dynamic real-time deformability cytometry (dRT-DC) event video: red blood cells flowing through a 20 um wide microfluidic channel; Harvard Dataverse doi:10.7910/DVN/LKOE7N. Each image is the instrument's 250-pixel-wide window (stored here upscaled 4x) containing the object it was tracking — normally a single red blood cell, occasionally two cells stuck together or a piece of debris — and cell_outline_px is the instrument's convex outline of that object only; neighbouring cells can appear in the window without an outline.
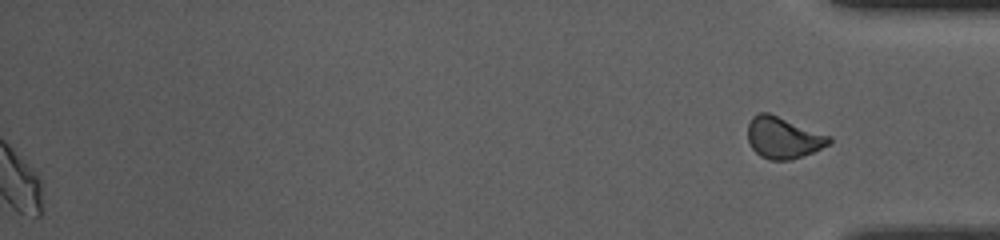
{"species": "common noctule bat (a hibernating species)", "species_latin": "Nyctalus noctula", "temperature_condition": "room temperature", "stored_images_in_passage": 45, "segment_of_instrument_passage": [2, 2], "camera_frame_rate_fps": 3000, "um_per_image_px": 0.085, "animal": {"sex": "female", "body_mass_g": 10.0, "forearm_length_mm": 53.1}, "frame": {"image": 1, "passage_image": 45, "time_ms": 14.667, "image_size_px": [1000, 240], "cell_outline_px": [[832, 140], [828, 144], [812, 152], [792, 160], [768, 160], [760, 156], [752, 148], [748, 140], [748, 124], [752, 116], [760, 112], [768, 112], [832, 136]], "centroid_in_image_um": [66.56, 11.7], "position_along_channel_um": 368.6, "area_um2": 19.71}}